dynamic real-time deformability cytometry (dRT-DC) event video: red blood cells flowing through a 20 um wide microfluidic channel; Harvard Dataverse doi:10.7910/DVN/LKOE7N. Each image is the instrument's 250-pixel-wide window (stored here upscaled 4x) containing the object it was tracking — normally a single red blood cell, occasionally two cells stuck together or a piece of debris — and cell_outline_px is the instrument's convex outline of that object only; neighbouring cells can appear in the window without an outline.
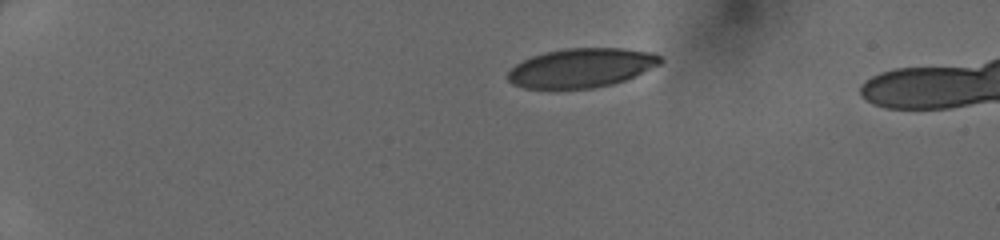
{"species": "human", "species_latin": "Homo sapiens", "temperature_condition": "cold", "stored_images_in_passage": 7, "camera_frame_rate_fps": 3000, "um_per_image_px": 0.085, "donor": {"sex": "female"}, "frame": {"image": 1, "passage_image": 1, "time_ms": 0.0, "image_size_px": [1000, 240], "cell_outline_px": [[664, 60], [660, 64], [636, 76], [612, 84], [592, 88], [524, 88], [512, 84], [508, 80], [508, 72], [516, 64], [532, 56], [544, 52], [564, 48], [624, 48], [656, 52]], "centroid_in_image_um": [49.46, 5.75], "position_along_channel_um": 35.5, "area_um2": 34.91}}
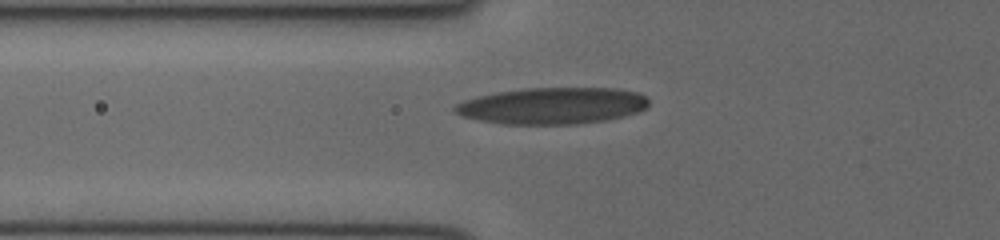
{"frame": {"image": 2, "passage_image": 5, "time_ms": 1.333, "image_size_px": [1000, 240], "cell_outline_px": [[648, 104], [644, 108], [636, 112], [624, 116], [604, 120], [576, 124], [504, 124], [480, 120], [460, 116], [452, 108], [456, 104], [464, 100], [476, 96], [496, 92], [524, 88], [616, 88], [636, 92], [644, 96], [648, 100]], "centroid_in_image_um": [46.91, 8.98], "position_along_channel_um": 78.9, "area_um2": 41.21}}
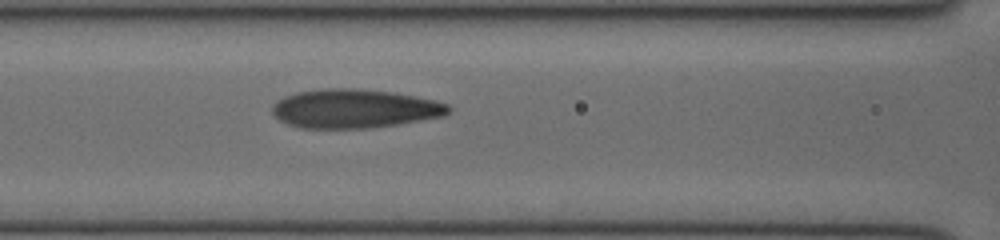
{"frame": {"image": 3, "passage_image": 7, "time_ms": 2.0, "image_size_px": [1000, 240], "cell_outline_px": [[452, 108], [444, 116], [396, 124], [368, 128], [300, 128], [288, 124], [280, 120], [272, 112], [272, 104], [276, 100], [284, 96], [296, 92], [324, 88], [356, 88], [392, 92], [432, 100], [448, 104]], "centroid_in_image_um": [30.08, 9.23], "position_along_channel_um": 136.5, "area_um2": 39.82}}